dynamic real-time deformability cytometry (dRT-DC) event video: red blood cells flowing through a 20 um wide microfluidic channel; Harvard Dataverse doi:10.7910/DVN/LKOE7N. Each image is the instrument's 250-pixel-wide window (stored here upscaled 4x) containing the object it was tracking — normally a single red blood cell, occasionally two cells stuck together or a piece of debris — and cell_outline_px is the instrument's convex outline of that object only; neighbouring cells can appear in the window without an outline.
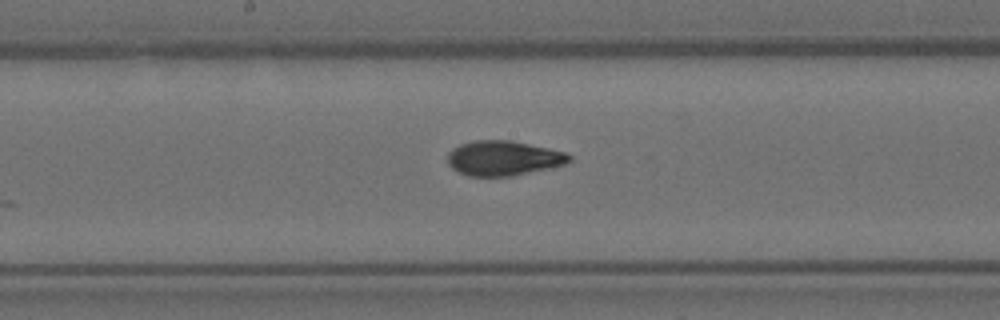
{"species": "Egyptian fruit bat (a non-hibernating species)", "species_latin": "Rousettus aegyptiacus", "temperature_condition": "room temperature", "stored_images_in_passage": 10, "segment_of_instrument_passage": [2, 2], "camera_frame_rate_fps": 3000, "um_per_image_px": 0.085, "animal": {"sex": "female"}, "frame": {"image": 1, "passage_image": 10, "time_ms": 3.0, "image_size_px": [1000, 320], "cell_outline_px": [[572, 160], [564, 164], [548, 168], [512, 176], [468, 176], [452, 168], [448, 164], [448, 152], [452, 148], [460, 144], [472, 140], [508, 140], [548, 148], [564, 152], [572, 156]], "centroid_in_image_um": [42.76, 13.44], "position_along_channel_um": 205.4, "area_um2": 24.57}}